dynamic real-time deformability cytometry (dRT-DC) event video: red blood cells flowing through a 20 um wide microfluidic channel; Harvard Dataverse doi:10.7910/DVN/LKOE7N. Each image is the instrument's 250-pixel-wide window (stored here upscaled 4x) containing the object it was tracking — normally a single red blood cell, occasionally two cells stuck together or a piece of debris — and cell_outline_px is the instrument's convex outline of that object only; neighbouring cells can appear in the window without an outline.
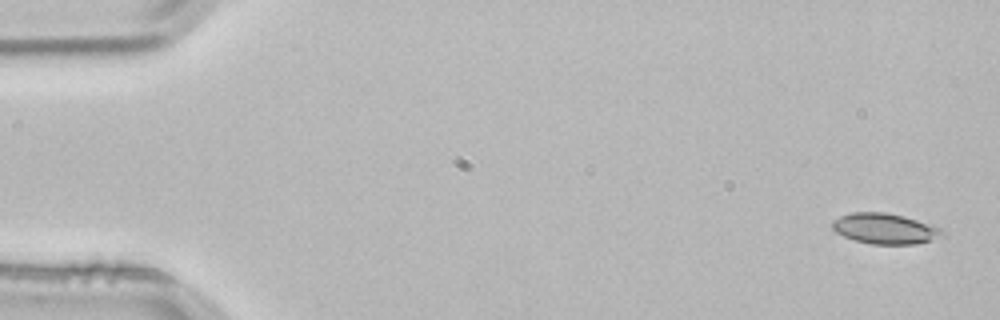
{"species": "common noctule bat (a hibernating species)", "species_latin": "Nyctalus noctula", "temperature_condition": "room temperature", "stored_images_in_passage": 2, "camera_frame_rate_fps": 3000, "um_per_image_px": 0.085, "animal": {"sex": "male", "body_mass_g": 21.5, "forearm_length_mm": 52.0}, "frame": {"image": 1, "passage_image": 1, "time_ms": 0.0, "image_size_px": [1000, 320], "cell_outline_px": [[944, 232], [928, 240], [916, 244], [872, 244], [856, 240], [844, 236], [836, 232], [832, 228], [832, 220], [840, 216], [852, 212], [884, 212], [904, 216], [940, 228]], "centroid_in_image_um": [75.13, 19.42], "position_along_channel_um": 9.9, "area_um2": 19.13}}